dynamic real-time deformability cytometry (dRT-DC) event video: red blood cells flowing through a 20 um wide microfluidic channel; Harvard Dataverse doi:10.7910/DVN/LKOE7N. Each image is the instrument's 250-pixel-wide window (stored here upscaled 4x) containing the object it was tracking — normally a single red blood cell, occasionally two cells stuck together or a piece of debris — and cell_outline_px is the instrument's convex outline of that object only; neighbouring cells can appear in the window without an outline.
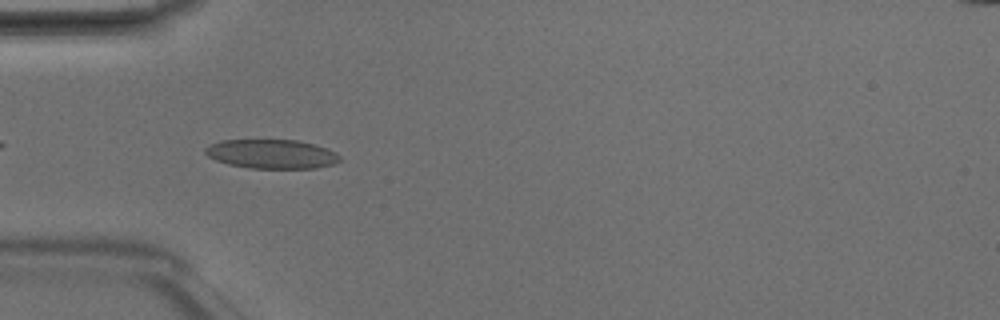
{"species": "Egyptian fruit bat (a non-hibernating species)", "species_latin": "Rousettus aegyptiacus", "temperature_condition": "room temperature", "stored_images_in_passage": 8, "camera_frame_rate_fps": 3000, "um_per_image_px": 0.085, "animal": {"sex": "male"}, "frame": {"image": 1, "passage_image": 5, "time_ms": 1.333, "image_size_px": [1000, 320], "cell_outline_px": [[340, 160], [332, 164], [316, 168], [248, 168], [228, 164], [216, 160], [208, 156], [204, 152], [204, 148], [220, 140], [296, 140], [328, 148], [336, 152], [340, 156]], "centroid_in_image_um": [23.08, 13.09], "position_along_channel_um": 61.9, "area_um2": 22.77}}
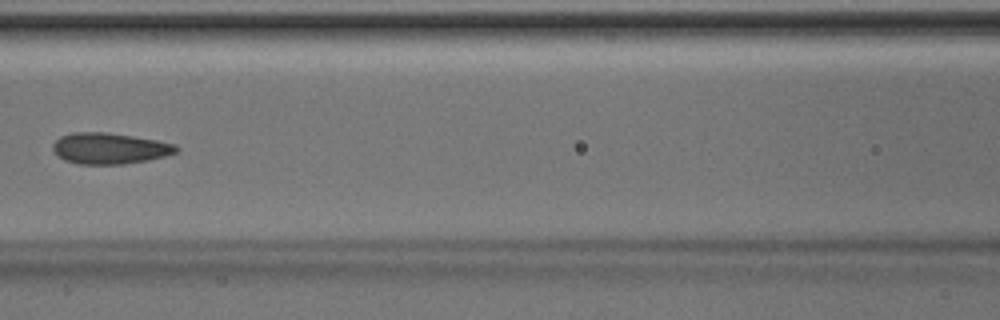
{"frame": {"image": 2, "passage_image": 7, "time_ms": 2.0, "image_size_px": [1000, 320], "cell_outline_px": [[180, 148], [176, 152], [164, 156], [148, 160], [124, 164], [80, 164], [64, 160], [56, 156], [52, 148], [52, 144], [60, 136], [72, 132], [104, 132], [132, 136], [156, 140], [176, 144]], "centroid_in_image_um": [9.29, 12.61], "position_along_channel_um": 157.3, "area_um2": 22.43}}